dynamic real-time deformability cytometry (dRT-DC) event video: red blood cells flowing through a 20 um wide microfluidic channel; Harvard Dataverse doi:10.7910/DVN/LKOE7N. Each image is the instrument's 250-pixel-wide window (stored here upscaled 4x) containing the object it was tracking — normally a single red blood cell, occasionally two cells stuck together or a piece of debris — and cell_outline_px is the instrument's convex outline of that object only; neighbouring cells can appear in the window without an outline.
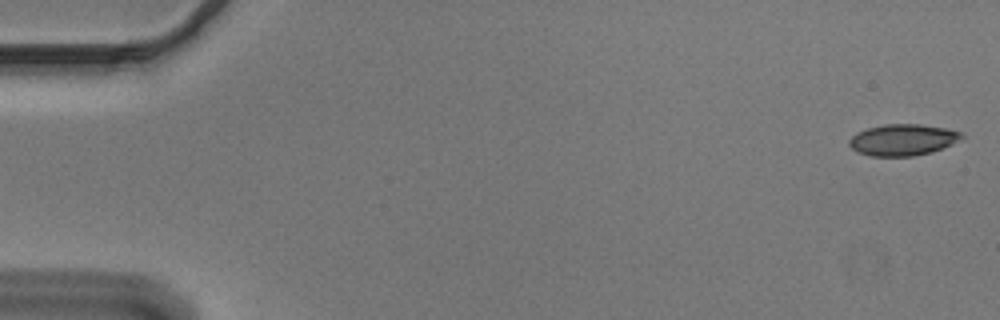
{"species": "Egyptian fruit bat (a non-hibernating species)", "species_latin": "Rousettus aegyptiacus", "temperature_condition": "cold", "stored_images_in_passage": 54, "camera_frame_rate_fps": 3000, "um_per_image_px": 0.085, "animal": {"sex": "male"}, "frame": {"image": 1, "passage_image": 1, "time_ms": 0.0, "image_size_px": [1000, 320], "cell_outline_px": [[964, 136], [952, 144], [932, 152], [912, 156], [872, 156], [856, 152], [848, 144], [848, 140], [856, 132], [868, 128], [884, 124], [920, 124], [944, 128], [960, 132]], "centroid_in_image_um": [76.69, 11.89], "position_along_channel_um": 8.3, "area_um2": 20.52}}
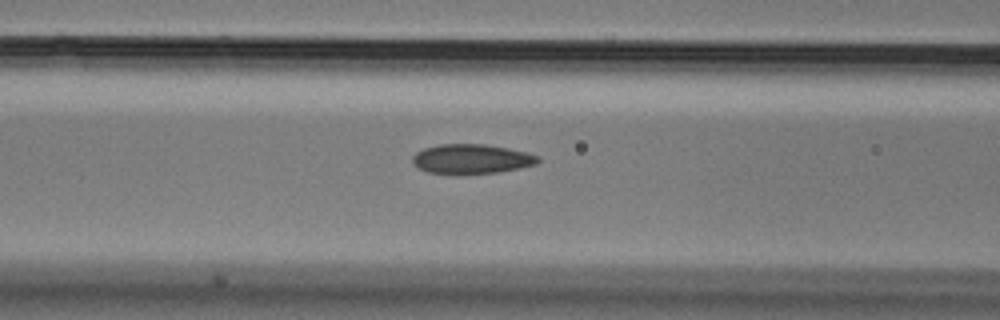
{"frame": {"image": 2, "passage_image": 22, "time_ms": 7.0, "image_size_px": [1000, 320], "cell_outline_px": [[540, 160], [536, 164], [496, 172], [428, 172], [416, 168], [412, 164], [412, 156], [416, 152], [424, 148], [440, 144], [484, 144], [508, 148], [528, 152], [540, 156]], "centroid_in_image_um": [40.06, 13.47], "position_along_channel_um": 126.5, "area_um2": 21.15}}
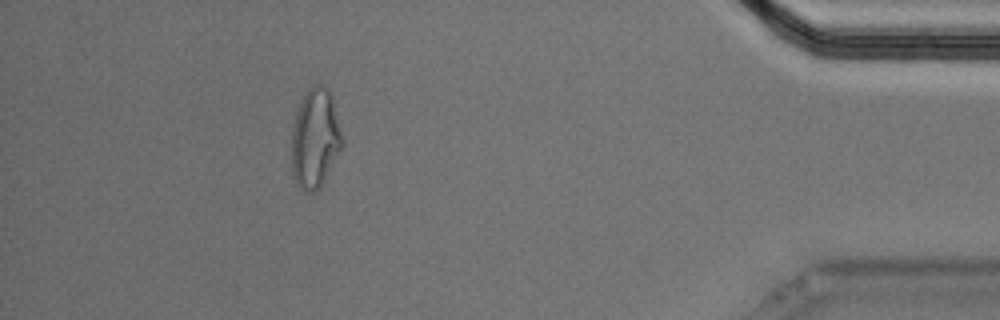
{"frame": {"image": 3, "passage_image": 49, "time_ms": 16.0, "image_size_px": [1000, 320], "cell_outline_px": [[344, 144], [324, 180], [312, 192], [308, 192], [300, 188], [296, 184], [292, 172], [292, 124], [296, 112], [308, 88], [312, 84], [320, 84], [328, 88], [332, 96], [344, 140]], "centroid_in_image_um": [26.79, 11.73], "position_along_channel_um": 408.4, "area_um2": 29.3}, "authors_computed_cell_mechanics": {"area_um2": 21.7039, "velocity_mm_per_s": 3.6833, "shape_relaxation_time_tau1_ms": 9.1183, "shape_relaxation_time_tau2_ms": 3.0738, "deformation_change_tau1": 0.1775, "deformation_change_tau2": 0.0973}}